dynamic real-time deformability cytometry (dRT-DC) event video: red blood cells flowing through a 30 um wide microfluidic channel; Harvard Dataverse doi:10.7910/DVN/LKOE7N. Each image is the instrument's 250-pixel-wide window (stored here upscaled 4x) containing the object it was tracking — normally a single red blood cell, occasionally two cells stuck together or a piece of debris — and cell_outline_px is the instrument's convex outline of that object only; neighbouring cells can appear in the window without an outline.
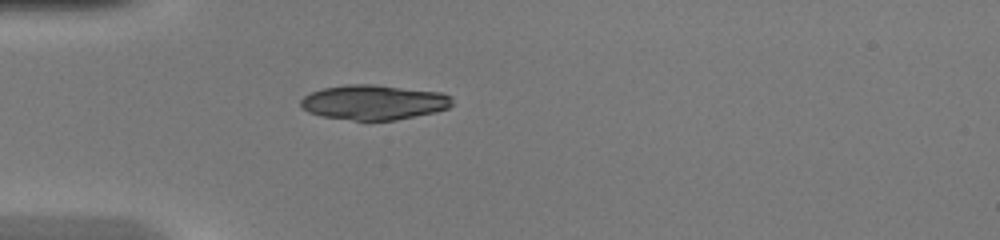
{"species": "common noctule bat (a hibernating species)", "species_latin": "Nyctalus noctula", "temperature_condition": "warm", "stored_images_in_passage": 34, "camera_frame_rate_fps": 3000, "um_per_image_px": 0.085, "animal": {"sex": "female", "body_mass_g": 20.0, "forearm_length_mm": 54.0}, "frame": {"image": 1, "passage_image": 1, "time_ms": 0.0, "image_size_px": [1000, 240], "cell_outline_px": [[452, 104], [448, 108], [436, 112], [396, 120], [352, 120], [324, 116], [308, 112], [300, 104], [300, 100], [304, 96], [312, 92], [324, 88], [344, 84], [372, 84], [440, 92], [452, 96]], "centroid_in_image_um": [31.79, 8.69], "position_along_channel_um": 53.2, "area_um2": 30.69}}
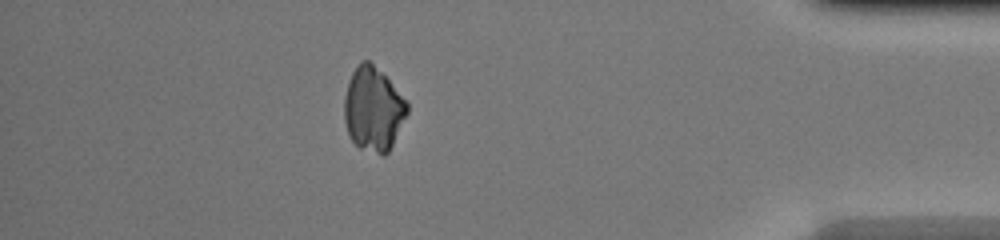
{"frame": {"image": 2, "passage_image": 29, "time_ms": 9.333, "image_size_px": [1000, 240], "cell_outline_px": [[408, 112], [388, 152], [384, 156], [380, 156], [360, 148], [348, 136], [344, 120], [344, 96], [348, 80], [352, 72], [360, 60], [368, 60], [388, 80], [408, 104]], "centroid_in_image_um": [31.68, 9.3], "position_along_channel_um": 403.5, "area_um2": 30.58}}